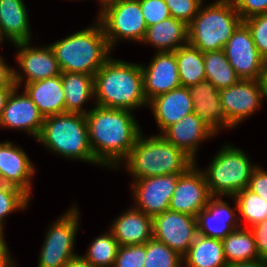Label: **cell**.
Returning a JSON list of instances; mask_svg holds the SVG:
<instances>
[{
  "mask_svg": "<svg viewBox=\"0 0 267 267\" xmlns=\"http://www.w3.org/2000/svg\"><path fill=\"white\" fill-rule=\"evenodd\" d=\"M131 112L96 105L85 115L92 153L100 166L119 167L142 133Z\"/></svg>",
  "mask_w": 267,
  "mask_h": 267,
  "instance_id": "cell-1",
  "label": "cell"
},
{
  "mask_svg": "<svg viewBox=\"0 0 267 267\" xmlns=\"http://www.w3.org/2000/svg\"><path fill=\"white\" fill-rule=\"evenodd\" d=\"M96 105L133 111L148 105L141 64L109 57L94 76Z\"/></svg>",
  "mask_w": 267,
  "mask_h": 267,
  "instance_id": "cell-2",
  "label": "cell"
},
{
  "mask_svg": "<svg viewBox=\"0 0 267 267\" xmlns=\"http://www.w3.org/2000/svg\"><path fill=\"white\" fill-rule=\"evenodd\" d=\"M123 161L134 180L160 175H181L197 164V160L162 135L148 138L143 137V133Z\"/></svg>",
  "mask_w": 267,
  "mask_h": 267,
  "instance_id": "cell-3",
  "label": "cell"
},
{
  "mask_svg": "<svg viewBox=\"0 0 267 267\" xmlns=\"http://www.w3.org/2000/svg\"><path fill=\"white\" fill-rule=\"evenodd\" d=\"M73 33L49 44L61 72H78L95 76L111 56L101 23Z\"/></svg>",
  "mask_w": 267,
  "mask_h": 267,
  "instance_id": "cell-4",
  "label": "cell"
},
{
  "mask_svg": "<svg viewBox=\"0 0 267 267\" xmlns=\"http://www.w3.org/2000/svg\"><path fill=\"white\" fill-rule=\"evenodd\" d=\"M37 141L64 158L100 165L92 153L83 114L64 113L45 117Z\"/></svg>",
  "mask_w": 267,
  "mask_h": 267,
  "instance_id": "cell-5",
  "label": "cell"
},
{
  "mask_svg": "<svg viewBox=\"0 0 267 267\" xmlns=\"http://www.w3.org/2000/svg\"><path fill=\"white\" fill-rule=\"evenodd\" d=\"M243 22L232 0H217L200 7L188 24V43L202 53L222 50Z\"/></svg>",
  "mask_w": 267,
  "mask_h": 267,
  "instance_id": "cell-6",
  "label": "cell"
},
{
  "mask_svg": "<svg viewBox=\"0 0 267 267\" xmlns=\"http://www.w3.org/2000/svg\"><path fill=\"white\" fill-rule=\"evenodd\" d=\"M257 165L241 149L223 145L206 170H202L211 196L234 197L248 187Z\"/></svg>",
  "mask_w": 267,
  "mask_h": 267,
  "instance_id": "cell-7",
  "label": "cell"
},
{
  "mask_svg": "<svg viewBox=\"0 0 267 267\" xmlns=\"http://www.w3.org/2000/svg\"><path fill=\"white\" fill-rule=\"evenodd\" d=\"M97 20L101 23L109 48L119 40L142 42L147 25L139 0H115L99 10Z\"/></svg>",
  "mask_w": 267,
  "mask_h": 267,
  "instance_id": "cell-8",
  "label": "cell"
},
{
  "mask_svg": "<svg viewBox=\"0 0 267 267\" xmlns=\"http://www.w3.org/2000/svg\"><path fill=\"white\" fill-rule=\"evenodd\" d=\"M79 214L75 205L49 226L37 267H66L77 255L73 250L79 228Z\"/></svg>",
  "mask_w": 267,
  "mask_h": 267,
  "instance_id": "cell-9",
  "label": "cell"
},
{
  "mask_svg": "<svg viewBox=\"0 0 267 267\" xmlns=\"http://www.w3.org/2000/svg\"><path fill=\"white\" fill-rule=\"evenodd\" d=\"M223 51L240 79L261 80L264 58L259 54L247 25L242 22Z\"/></svg>",
  "mask_w": 267,
  "mask_h": 267,
  "instance_id": "cell-10",
  "label": "cell"
},
{
  "mask_svg": "<svg viewBox=\"0 0 267 267\" xmlns=\"http://www.w3.org/2000/svg\"><path fill=\"white\" fill-rule=\"evenodd\" d=\"M197 235V218L192 215L167 210L153 217V238L182 257Z\"/></svg>",
  "mask_w": 267,
  "mask_h": 267,
  "instance_id": "cell-11",
  "label": "cell"
},
{
  "mask_svg": "<svg viewBox=\"0 0 267 267\" xmlns=\"http://www.w3.org/2000/svg\"><path fill=\"white\" fill-rule=\"evenodd\" d=\"M30 45L31 42L14 44L18 49L17 64L23 72L14 69V82L18 88L23 83L28 84L61 75L58 61L49 45L43 47Z\"/></svg>",
  "mask_w": 267,
  "mask_h": 267,
  "instance_id": "cell-12",
  "label": "cell"
},
{
  "mask_svg": "<svg viewBox=\"0 0 267 267\" xmlns=\"http://www.w3.org/2000/svg\"><path fill=\"white\" fill-rule=\"evenodd\" d=\"M263 98L261 80L240 79L236 84L220 89L224 114L234 127L259 109Z\"/></svg>",
  "mask_w": 267,
  "mask_h": 267,
  "instance_id": "cell-13",
  "label": "cell"
},
{
  "mask_svg": "<svg viewBox=\"0 0 267 267\" xmlns=\"http://www.w3.org/2000/svg\"><path fill=\"white\" fill-rule=\"evenodd\" d=\"M179 175L152 176L133 181L134 207L154 217L169 210Z\"/></svg>",
  "mask_w": 267,
  "mask_h": 267,
  "instance_id": "cell-14",
  "label": "cell"
},
{
  "mask_svg": "<svg viewBox=\"0 0 267 267\" xmlns=\"http://www.w3.org/2000/svg\"><path fill=\"white\" fill-rule=\"evenodd\" d=\"M211 197L203 172L193 165L186 173L179 175L169 210L197 217Z\"/></svg>",
  "mask_w": 267,
  "mask_h": 267,
  "instance_id": "cell-15",
  "label": "cell"
},
{
  "mask_svg": "<svg viewBox=\"0 0 267 267\" xmlns=\"http://www.w3.org/2000/svg\"><path fill=\"white\" fill-rule=\"evenodd\" d=\"M155 54L147 67L141 65L144 94L148 102L182 86L175 52H156Z\"/></svg>",
  "mask_w": 267,
  "mask_h": 267,
  "instance_id": "cell-16",
  "label": "cell"
},
{
  "mask_svg": "<svg viewBox=\"0 0 267 267\" xmlns=\"http://www.w3.org/2000/svg\"><path fill=\"white\" fill-rule=\"evenodd\" d=\"M18 92V87H15L10 93L0 118V127L23 130L37 140L44 117L25 92Z\"/></svg>",
  "mask_w": 267,
  "mask_h": 267,
  "instance_id": "cell-17",
  "label": "cell"
},
{
  "mask_svg": "<svg viewBox=\"0 0 267 267\" xmlns=\"http://www.w3.org/2000/svg\"><path fill=\"white\" fill-rule=\"evenodd\" d=\"M35 168L21 147L10 141L0 142V182L19 188L31 197V179Z\"/></svg>",
  "mask_w": 267,
  "mask_h": 267,
  "instance_id": "cell-18",
  "label": "cell"
},
{
  "mask_svg": "<svg viewBox=\"0 0 267 267\" xmlns=\"http://www.w3.org/2000/svg\"><path fill=\"white\" fill-rule=\"evenodd\" d=\"M235 207L231 208L220 196H212L207 206L197 215L198 234L214 239L222 240L234 229L240 227L236 200Z\"/></svg>",
  "mask_w": 267,
  "mask_h": 267,
  "instance_id": "cell-19",
  "label": "cell"
},
{
  "mask_svg": "<svg viewBox=\"0 0 267 267\" xmlns=\"http://www.w3.org/2000/svg\"><path fill=\"white\" fill-rule=\"evenodd\" d=\"M190 96L193 101V113L215 134L219 129H232L234 126L227 120L224 114L221 101L220 90L210 81H202L189 87Z\"/></svg>",
  "mask_w": 267,
  "mask_h": 267,
  "instance_id": "cell-20",
  "label": "cell"
},
{
  "mask_svg": "<svg viewBox=\"0 0 267 267\" xmlns=\"http://www.w3.org/2000/svg\"><path fill=\"white\" fill-rule=\"evenodd\" d=\"M161 133L185 115L193 113V101L189 88L180 86L161 94L148 102Z\"/></svg>",
  "mask_w": 267,
  "mask_h": 267,
  "instance_id": "cell-21",
  "label": "cell"
},
{
  "mask_svg": "<svg viewBox=\"0 0 267 267\" xmlns=\"http://www.w3.org/2000/svg\"><path fill=\"white\" fill-rule=\"evenodd\" d=\"M161 135L195 160L199 144L216 134L207 127L200 117L190 113L168 127Z\"/></svg>",
  "mask_w": 267,
  "mask_h": 267,
  "instance_id": "cell-22",
  "label": "cell"
},
{
  "mask_svg": "<svg viewBox=\"0 0 267 267\" xmlns=\"http://www.w3.org/2000/svg\"><path fill=\"white\" fill-rule=\"evenodd\" d=\"M110 231L119 246L145 244L153 238V217L133 206L115 219Z\"/></svg>",
  "mask_w": 267,
  "mask_h": 267,
  "instance_id": "cell-23",
  "label": "cell"
},
{
  "mask_svg": "<svg viewBox=\"0 0 267 267\" xmlns=\"http://www.w3.org/2000/svg\"><path fill=\"white\" fill-rule=\"evenodd\" d=\"M24 85V92L35 103L44 118L65 113V94L61 75Z\"/></svg>",
  "mask_w": 267,
  "mask_h": 267,
  "instance_id": "cell-24",
  "label": "cell"
},
{
  "mask_svg": "<svg viewBox=\"0 0 267 267\" xmlns=\"http://www.w3.org/2000/svg\"><path fill=\"white\" fill-rule=\"evenodd\" d=\"M28 19L23 0H0V30L12 44L32 41Z\"/></svg>",
  "mask_w": 267,
  "mask_h": 267,
  "instance_id": "cell-25",
  "label": "cell"
},
{
  "mask_svg": "<svg viewBox=\"0 0 267 267\" xmlns=\"http://www.w3.org/2000/svg\"><path fill=\"white\" fill-rule=\"evenodd\" d=\"M142 43L151 44L157 52H174L188 44V25L174 17L147 27Z\"/></svg>",
  "mask_w": 267,
  "mask_h": 267,
  "instance_id": "cell-26",
  "label": "cell"
},
{
  "mask_svg": "<svg viewBox=\"0 0 267 267\" xmlns=\"http://www.w3.org/2000/svg\"><path fill=\"white\" fill-rule=\"evenodd\" d=\"M65 94V113L86 115L90 110L83 108L86 101L94 97V76L78 72H61Z\"/></svg>",
  "mask_w": 267,
  "mask_h": 267,
  "instance_id": "cell-27",
  "label": "cell"
},
{
  "mask_svg": "<svg viewBox=\"0 0 267 267\" xmlns=\"http://www.w3.org/2000/svg\"><path fill=\"white\" fill-rule=\"evenodd\" d=\"M183 267H228L222 240L198 234L183 256Z\"/></svg>",
  "mask_w": 267,
  "mask_h": 267,
  "instance_id": "cell-28",
  "label": "cell"
},
{
  "mask_svg": "<svg viewBox=\"0 0 267 267\" xmlns=\"http://www.w3.org/2000/svg\"><path fill=\"white\" fill-rule=\"evenodd\" d=\"M227 264L259 260L254 236L249 227H239L222 239Z\"/></svg>",
  "mask_w": 267,
  "mask_h": 267,
  "instance_id": "cell-29",
  "label": "cell"
},
{
  "mask_svg": "<svg viewBox=\"0 0 267 267\" xmlns=\"http://www.w3.org/2000/svg\"><path fill=\"white\" fill-rule=\"evenodd\" d=\"M174 52L183 87L189 88L206 80L203 53L198 48L188 43Z\"/></svg>",
  "mask_w": 267,
  "mask_h": 267,
  "instance_id": "cell-30",
  "label": "cell"
},
{
  "mask_svg": "<svg viewBox=\"0 0 267 267\" xmlns=\"http://www.w3.org/2000/svg\"><path fill=\"white\" fill-rule=\"evenodd\" d=\"M206 80L217 89H223L236 84L240 78L230 65L222 50L207 51L203 53Z\"/></svg>",
  "mask_w": 267,
  "mask_h": 267,
  "instance_id": "cell-31",
  "label": "cell"
},
{
  "mask_svg": "<svg viewBox=\"0 0 267 267\" xmlns=\"http://www.w3.org/2000/svg\"><path fill=\"white\" fill-rule=\"evenodd\" d=\"M238 212L239 223L246 221L245 227L256 225L267 218V201L258 194L245 188L234 196ZM242 218V219H241ZM249 225V226H248Z\"/></svg>",
  "mask_w": 267,
  "mask_h": 267,
  "instance_id": "cell-32",
  "label": "cell"
},
{
  "mask_svg": "<svg viewBox=\"0 0 267 267\" xmlns=\"http://www.w3.org/2000/svg\"><path fill=\"white\" fill-rule=\"evenodd\" d=\"M119 244L112 232L96 237L83 256L95 267H113Z\"/></svg>",
  "mask_w": 267,
  "mask_h": 267,
  "instance_id": "cell-33",
  "label": "cell"
},
{
  "mask_svg": "<svg viewBox=\"0 0 267 267\" xmlns=\"http://www.w3.org/2000/svg\"><path fill=\"white\" fill-rule=\"evenodd\" d=\"M183 257L163 242L154 238L146 242V257L143 267H182Z\"/></svg>",
  "mask_w": 267,
  "mask_h": 267,
  "instance_id": "cell-34",
  "label": "cell"
},
{
  "mask_svg": "<svg viewBox=\"0 0 267 267\" xmlns=\"http://www.w3.org/2000/svg\"><path fill=\"white\" fill-rule=\"evenodd\" d=\"M30 199L19 188L0 182V233L4 232L6 216L14 211L25 210Z\"/></svg>",
  "mask_w": 267,
  "mask_h": 267,
  "instance_id": "cell-35",
  "label": "cell"
},
{
  "mask_svg": "<svg viewBox=\"0 0 267 267\" xmlns=\"http://www.w3.org/2000/svg\"><path fill=\"white\" fill-rule=\"evenodd\" d=\"M146 257V243L121 245L118 247L113 267H143Z\"/></svg>",
  "mask_w": 267,
  "mask_h": 267,
  "instance_id": "cell-36",
  "label": "cell"
},
{
  "mask_svg": "<svg viewBox=\"0 0 267 267\" xmlns=\"http://www.w3.org/2000/svg\"><path fill=\"white\" fill-rule=\"evenodd\" d=\"M243 22L250 29L253 41L259 54L267 58V13L249 17Z\"/></svg>",
  "mask_w": 267,
  "mask_h": 267,
  "instance_id": "cell-37",
  "label": "cell"
},
{
  "mask_svg": "<svg viewBox=\"0 0 267 267\" xmlns=\"http://www.w3.org/2000/svg\"><path fill=\"white\" fill-rule=\"evenodd\" d=\"M171 17L185 22L187 25L197 15L203 0H164Z\"/></svg>",
  "mask_w": 267,
  "mask_h": 267,
  "instance_id": "cell-38",
  "label": "cell"
},
{
  "mask_svg": "<svg viewBox=\"0 0 267 267\" xmlns=\"http://www.w3.org/2000/svg\"><path fill=\"white\" fill-rule=\"evenodd\" d=\"M139 2L147 27L171 17L164 0H139Z\"/></svg>",
  "mask_w": 267,
  "mask_h": 267,
  "instance_id": "cell-39",
  "label": "cell"
},
{
  "mask_svg": "<svg viewBox=\"0 0 267 267\" xmlns=\"http://www.w3.org/2000/svg\"><path fill=\"white\" fill-rule=\"evenodd\" d=\"M238 14L245 20L249 17L267 13V0H232Z\"/></svg>",
  "mask_w": 267,
  "mask_h": 267,
  "instance_id": "cell-40",
  "label": "cell"
},
{
  "mask_svg": "<svg viewBox=\"0 0 267 267\" xmlns=\"http://www.w3.org/2000/svg\"><path fill=\"white\" fill-rule=\"evenodd\" d=\"M247 189L267 201V171L257 165L252 171Z\"/></svg>",
  "mask_w": 267,
  "mask_h": 267,
  "instance_id": "cell-41",
  "label": "cell"
},
{
  "mask_svg": "<svg viewBox=\"0 0 267 267\" xmlns=\"http://www.w3.org/2000/svg\"><path fill=\"white\" fill-rule=\"evenodd\" d=\"M253 233L259 259L267 261V218L250 227Z\"/></svg>",
  "mask_w": 267,
  "mask_h": 267,
  "instance_id": "cell-42",
  "label": "cell"
},
{
  "mask_svg": "<svg viewBox=\"0 0 267 267\" xmlns=\"http://www.w3.org/2000/svg\"><path fill=\"white\" fill-rule=\"evenodd\" d=\"M0 56V89L3 88H15L16 84L14 82V67H11L7 65Z\"/></svg>",
  "mask_w": 267,
  "mask_h": 267,
  "instance_id": "cell-43",
  "label": "cell"
},
{
  "mask_svg": "<svg viewBox=\"0 0 267 267\" xmlns=\"http://www.w3.org/2000/svg\"><path fill=\"white\" fill-rule=\"evenodd\" d=\"M4 237V232L0 233V267H15Z\"/></svg>",
  "mask_w": 267,
  "mask_h": 267,
  "instance_id": "cell-44",
  "label": "cell"
},
{
  "mask_svg": "<svg viewBox=\"0 0 267 267\" xmlns=\"http://www.w3.org/2000/svg\"><path fill=\"white\" fill-rule=\"evenodd\" d=\"M228 267H267V261L259 259L248 262H238L229 264Z\"/></svg>",
  "mask_w": 267,
  "mask_h": 267,
  "instance_id": "cell-45",
  "label": "cell"
},
{
  "mask_svg": "<svg viewBox=\"0 0 267 267\" xmlns=\"http://www.w3.org/2000/svg\"><path fill=\"white\" fill-rule=\"evenodd\" d=\"M66 267H95L89 261H87L83 256H74Z\"/></svg>",
  "mask_w": 267,
  "mask_h": 267,
  "instance_id": "cell-46",
  "label": "cell"
},
{
  "mask_svg": "<svg viewBox=\"0 0 267 267\" xmlns=\"http://www.w3.org/2000/svg\"><path fill=\"white\" fill-rule=\"evenodd\" d=\"M14 88H3L0 89V118L2 116L3 110L8 101L9 95Z\"/></svg>",
  "mask_w": 267,
  "mask_h": 267,
  "instance_id": "cell-47",
  "label": "cell"
},
{
  "mask_svg": "<svg viewBox=\"0 0 267 267\" xmlns=\"http://www.w3.org/2000/svg\"><path fill=\"white\" fill-rule=\"evenodd\" d=\"M261 82L263 86L264 97L267 99V58L264 59Z\"/></svg>",
  "mask_w": 267,
  "mask_h": 267,
  "instance_id": "cell-48",
  "label": "cell"
},
{
  "mask_svg": "<svg viewBox=\"0 0 267 267\" xmlns=\"http://www.w3.org/2000/svg\"><path fill=\"white\" fill-rule=\"evenodd\" d=\"M112 1H115V0H99L100 8H102L104 5H106L107 3H110Z\"/></svg>",
  "mask_w": 267,
  "mask_h": 267,
  "instance_id": "cell-49",
  "label": "cell"
},
{
  "mask_svg": "<svg viewBox=\"0 0 267 267\" xmlns=\"http://www.w3.org/2000/svg\"><path fill=\"white\" fill-rule=\"evenodd\" d=\"M4 39L5 38L3 37L1 30H0V45L3 43Z\"/></svg>",
  "mask_w": 267,
  "mask_h": 267,
  "instance_id": "cell-50",
  "label": "cell"
}]
</instances>
